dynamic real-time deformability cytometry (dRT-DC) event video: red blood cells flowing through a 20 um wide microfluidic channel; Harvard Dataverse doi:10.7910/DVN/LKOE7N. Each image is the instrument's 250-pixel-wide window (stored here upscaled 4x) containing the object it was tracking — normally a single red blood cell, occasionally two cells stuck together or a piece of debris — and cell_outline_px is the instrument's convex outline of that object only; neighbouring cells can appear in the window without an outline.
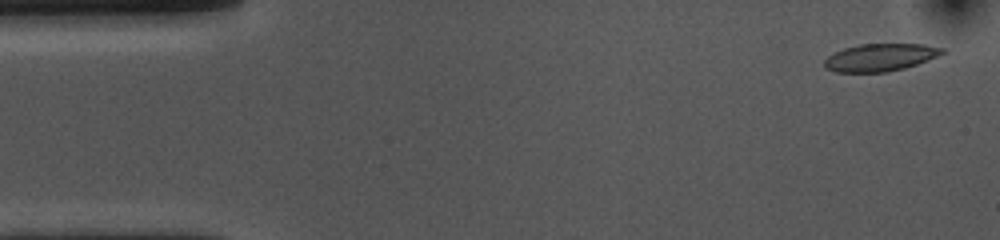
{"species": "common noctule bat (a hibernating species)", "species_latin": "Nyctalus noctula", "temperature_condition": "cold", "stored_images_in_passage": 52, "camera_frame_rate_fps": 3000, "um_per_image_px": 0.085, "animal": {"sex": "female", "body_mass_g": 10.0, "forearm_length_mm": 53.1}, "frame": {"image": 1, "passage_image": 1, "time_ms": 0.0, "image_size_px": [1000, 240], "cell_outline_px": [[948, 52], [928, 60], [904, 68], [888, 72], [836, 72], [824, 68], [824, 60], [828, 56], [844, 48], [860, 44], [924, 44], [944, 48]], "centroid_in_image_um": [74.84, 4.88], "position_along_channel_um": 10.2, "area_um2": 18.96}}
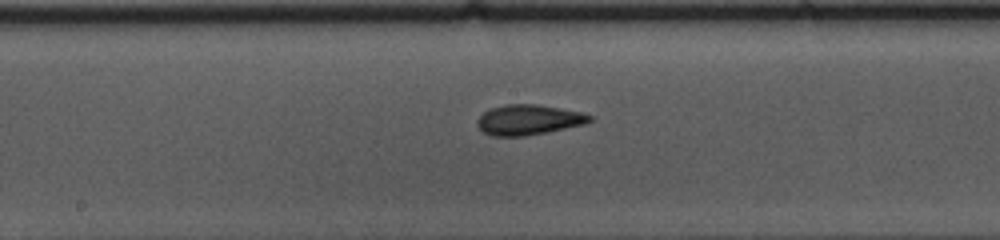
{"frame": {"image": 2, "passage_image": 25, "time_ms": 8.0, "image_size_px": [1000, 240], "cell_outline_px": [[592, 120], [584, 124], [524, 136], [492, 136], [484, 132], [476, 124], [476, 120], [484, 112], [492, 108], [504, 104], [536, 104], [560, 108], [580, 112], [592, 116]], "centroid_in_image_um": [44.89, 10.17], "position_along_channel_um": 203.3, "area_um2": 19.54}}
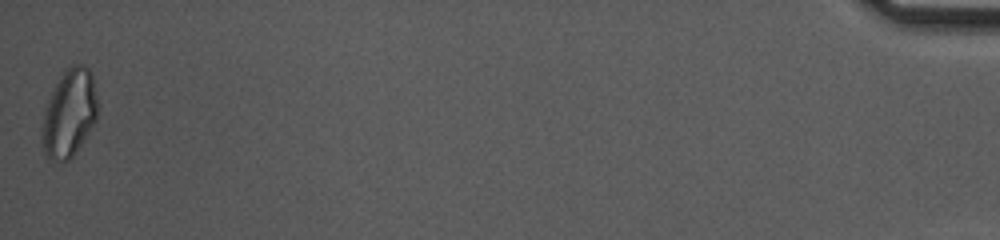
{"frame": {"image": 3, "passage_image": 52, "time_ms": 17.0, "image_size_px": [1000, 240], "cell_outline_px": [[100, 104], [96, 120], [72, 156], [68, 160], [48, 160], [44, 156], [40, 136], [44, 112], [48, 100], [64, 68], [72, 64], [84, 64], [92, 72]], "centroid_in_image_um": [5.9, 9.59], "position_along_channel_um": 429.3, "area_um2": 28.9}, "authors_computed_cell_mechanics": {"area_um2": 19.4786, "velocity_mm_per_s": 3.6567, "shape_relaxation_time_tau1_ms": 7.2811, "shape_relaxation_time_tau2_ms": 2.2353, "deformation_change_tau1": 0.182, "deformation_change_tau2": 0.0966}}